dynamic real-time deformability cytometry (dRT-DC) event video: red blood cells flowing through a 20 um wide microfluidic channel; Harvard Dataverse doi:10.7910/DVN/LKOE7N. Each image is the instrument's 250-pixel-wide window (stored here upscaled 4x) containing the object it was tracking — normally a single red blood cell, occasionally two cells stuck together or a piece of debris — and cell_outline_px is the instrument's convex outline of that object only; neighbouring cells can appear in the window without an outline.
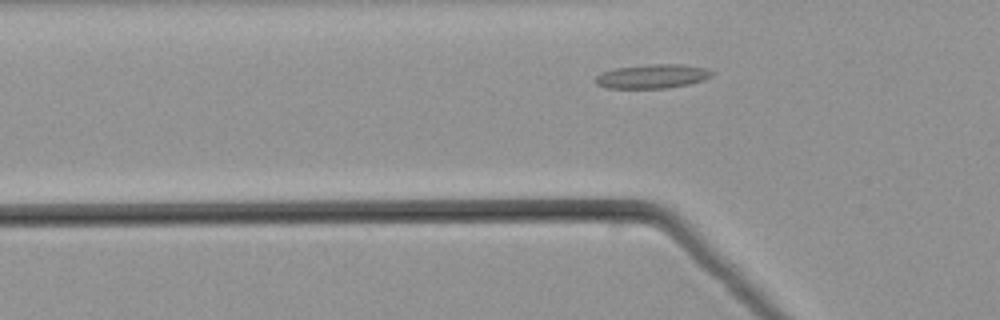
{"species": "common noctule bat (a hibernating species)", "species_latin": "Nyctalus noctula", "temperature_condition": "warm", "stored_images_in_passage": 37, "camera_frame_rate_fps": 3000, "um_per_image_px": 0.085, "animal": {"sex": "male", "body_mass_g": 21.5, "forearm_length_mm": 52.0}, "frame": {"image": 1, "passage_image": 9, "time_ms": 2.667, "image_size_px": [1000, 320], "cell_outline_px": [[712, 76], [688, 84], [664, 88], [608, 88], [596, 84], [592, 80], [600, 72], [616, 68], [648, 64], [684, 64], [704, 68], [712, 72]], "centroid_in_image_um": [55.36, 6.48], "position_along_channel_um": 70.4, "area_um2": 16.24}}
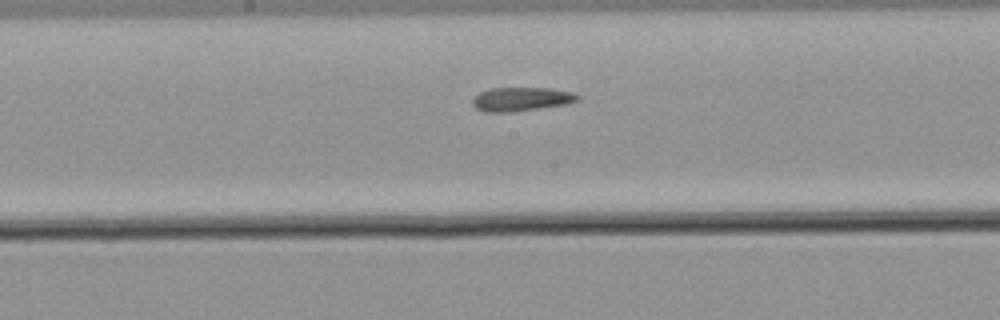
{"frame": {"image": 2, "passage_image": 19, "time_ms": 6.0, "image_size_px": [1000, 320], "cell_outline_px": [[580, 100], [564, 104], [512, 112], [488, 112], [476, 108], [472, 104], [472, 100], [480, 92], [488, 88], [552, 88], [572, 92], [580, 96]], "centroid_in_image_um": [44.31, 8.42], "position_along_channel_um": 203.9, "area_um2": 14.51}}
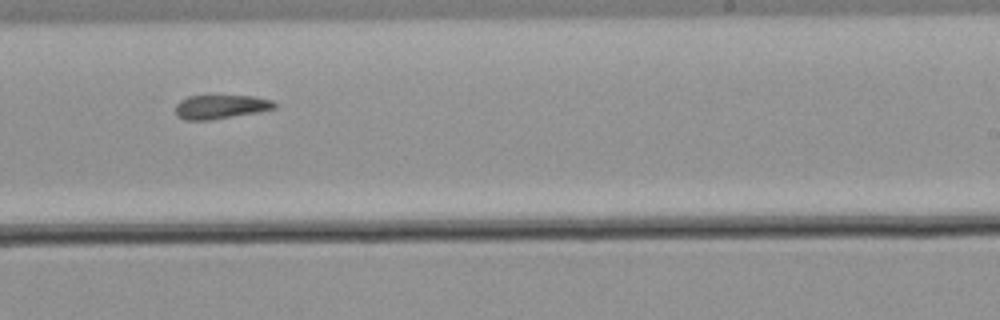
{"frame": {"image": 3, "passage_image": 24, "time_ms": 7.667, "image_size_px": [1000, 320], "cell_outline_px": [[276, 108], [256, 112], [212, 120], [184, 120], [176, 116], [176, 104], [180, 100], [188, 96], [252, 96], [272, 100], [276, 104]], "centroid_in_image_um": [18.72, 9.08], "position_along_channel_um": 270.3, "area_um2": 13.76}}